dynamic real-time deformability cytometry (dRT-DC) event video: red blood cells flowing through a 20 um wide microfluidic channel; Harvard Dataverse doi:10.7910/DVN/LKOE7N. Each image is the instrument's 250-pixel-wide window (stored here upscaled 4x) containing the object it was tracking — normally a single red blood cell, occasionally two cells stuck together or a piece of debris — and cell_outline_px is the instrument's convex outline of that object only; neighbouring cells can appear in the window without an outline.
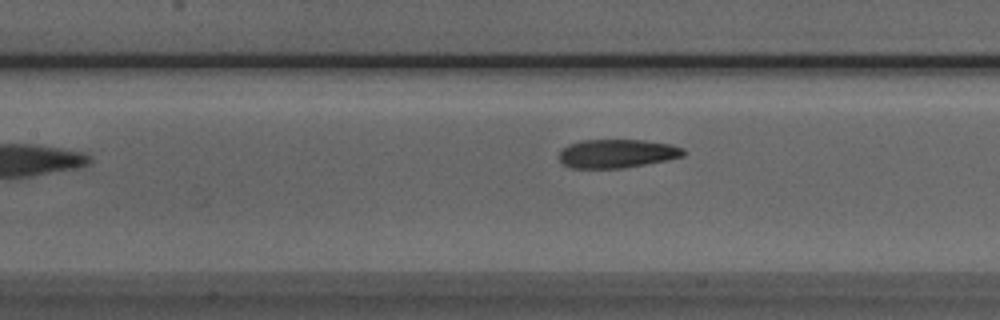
{"species": "Egyptian fruit bat (a non-hibernating species)", "species_latin": "Rousettus aegyptiacus", "temperature_condition": "room temperature", "stored_images_in_passage": 28, "camera_frame_rate_fps": 3000, "um_per_image_px": 0.085, "animal": {"sex": "male"}, "frame": {"image": 1, "passage_image": 11, "time_ms": 3.333, "image_size_px": [1000, 320], "cell_outline_px": [[684, 156], [624, 168], [572, 168], [564, 164], [560, 160], [560, 148], [568, 144], [580, 140], [644, 140], [672, 144], [684, 148]], "centroid_in_image_um": [52.42, 13.04], "position_along_channel_um": 155.0, "area_um2": 20.75}}
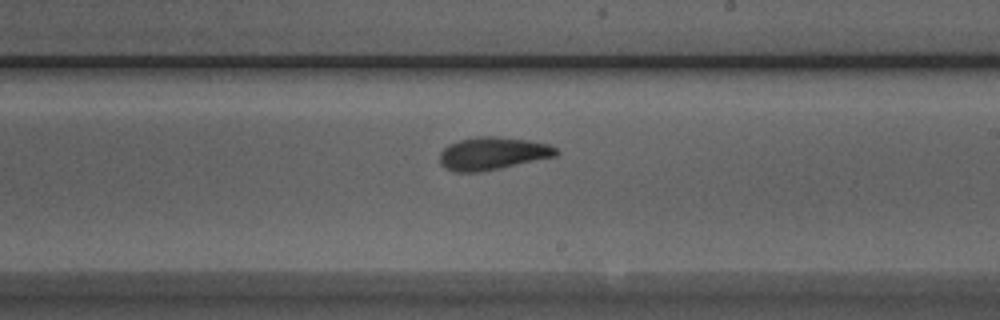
{"frame": {"image": 2, "passage_image": 18, "time_ms": 5.667, "image_size_px": [1000, 320], "cell_outline_px": [[560, 152], [556, 156], [500, 168], [480, 172], [452, 172], [444, 168], [440, 164], [440, 152], [448, 144], [460, 140], [476, 136], [496, 136], [528, 140], [548, 144], [556, 148]], "centroid_in_image_um": [41.84, 13.04], "position_along_channel_um": 247.2, "area_um2": 22.31}}
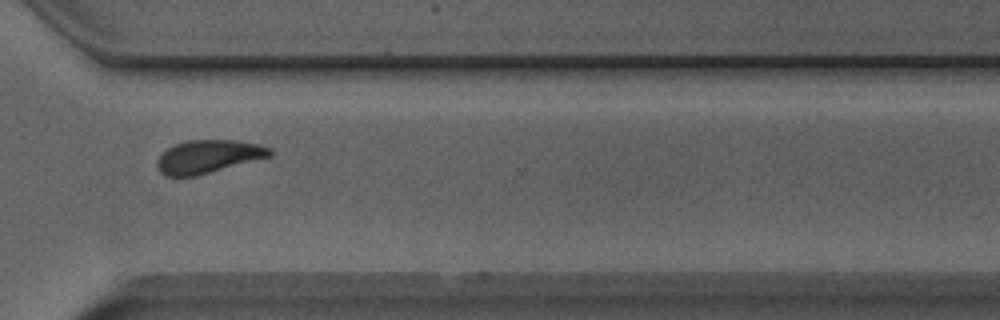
{"frame": {"image": 3, "passage_image": 26, "time_ms": 8.333, "image_size_px": [1000, 320], "cell_outline_px": [[272, 156], [196, 176], [164, 176], [160, 172], [156, 164], [156, 160], [168, 148], [176, 144], [188, 140], [236, 140], [256, 144], [268, 148], [272, 152]], "centroid_in_image_um": [17.68, 13.31], "position_along_channel_um": 352.9, "area_um2": 21.56}}